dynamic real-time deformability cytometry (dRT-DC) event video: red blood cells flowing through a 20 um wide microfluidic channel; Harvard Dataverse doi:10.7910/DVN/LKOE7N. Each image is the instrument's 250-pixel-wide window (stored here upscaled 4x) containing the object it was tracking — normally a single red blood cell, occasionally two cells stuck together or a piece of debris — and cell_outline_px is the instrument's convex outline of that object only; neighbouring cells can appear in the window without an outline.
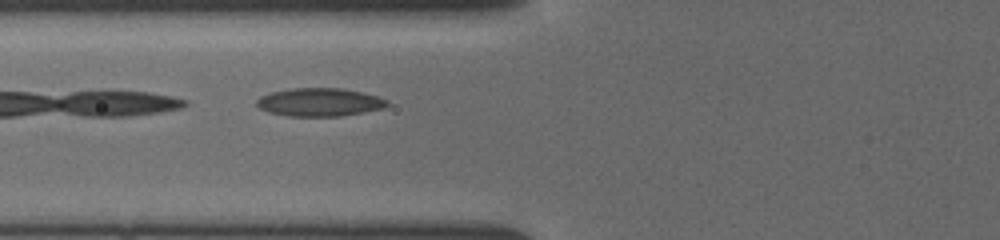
{"species": "common noctule bat (a hibernating species)", "species_latin": "Nyctalus noctula", "temperature_condition": "cold", "stored_images_in_passage": 9, "camera_frame_rate_fps": 3000, "um_per_image_px": 0.085, "animal": {"sex": "female", "body_mass_g": 19.5, "forearm_length_mm": 54.1}, "frame": {"image": 1, "passage_image": 9, "time_ms": 5.0, "image_size_px": [1000, 240], "cell_outline_px": [[388, 104], [384, 108], [340, 116], [288, 116], [268, 112], [260, 108], [256, 104], [256, 100], [260, 96], [272, 92], [288, 88], [340, 88], [360, 92], [376, 96], [388, 100]], "centroid_in_image_um": [27.12, 8.68], "position_along_channel_um": 98.7, "area_um2": 21.33}}